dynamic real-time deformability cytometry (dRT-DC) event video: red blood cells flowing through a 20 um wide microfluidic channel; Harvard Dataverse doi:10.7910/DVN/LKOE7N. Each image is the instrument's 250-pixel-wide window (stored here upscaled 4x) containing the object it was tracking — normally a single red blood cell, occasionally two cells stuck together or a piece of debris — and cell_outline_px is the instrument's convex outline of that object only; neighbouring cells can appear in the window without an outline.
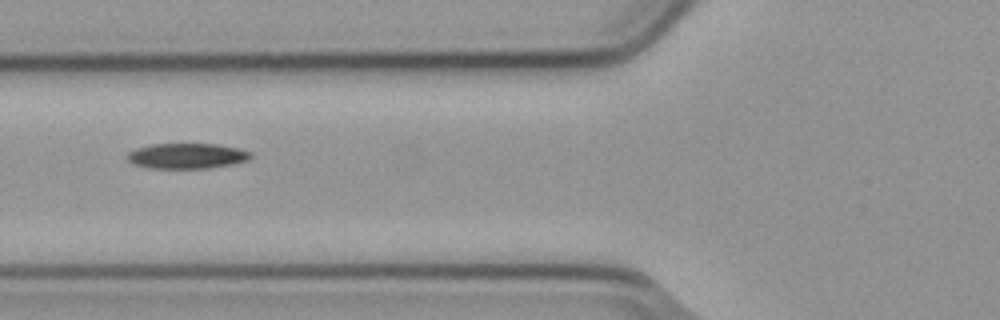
{"species": "common noctule bat (a hibernating species)", "species_latin": "Nyctalus noctula", "temperature_condition": "cold", "stored_images_in_passage": 7, "camera_frame_rate_fps": 3000, "um_per_image_px": 0.085, "animal": {"sex": "male", "body_mass_g": 23.1, "forearm_length_mm": 52.7}, "frame": {"image": 1, "passage_image": 7, "time_ms": 2.0, "image_size_px": [1000, 320], "cell_outline_px": [[252, 156], [248, 160], [232, 164], [208, 168], [148, 168], [132, 164], [124, 156], [128, 152], [136, 148], [152, 144], [216, 144], [240, 148], [252, 152]], "centroid_in_image_um": [15.87, 13.25], "position_along_channel_um": 109.9, "area_um2": 18.44}}